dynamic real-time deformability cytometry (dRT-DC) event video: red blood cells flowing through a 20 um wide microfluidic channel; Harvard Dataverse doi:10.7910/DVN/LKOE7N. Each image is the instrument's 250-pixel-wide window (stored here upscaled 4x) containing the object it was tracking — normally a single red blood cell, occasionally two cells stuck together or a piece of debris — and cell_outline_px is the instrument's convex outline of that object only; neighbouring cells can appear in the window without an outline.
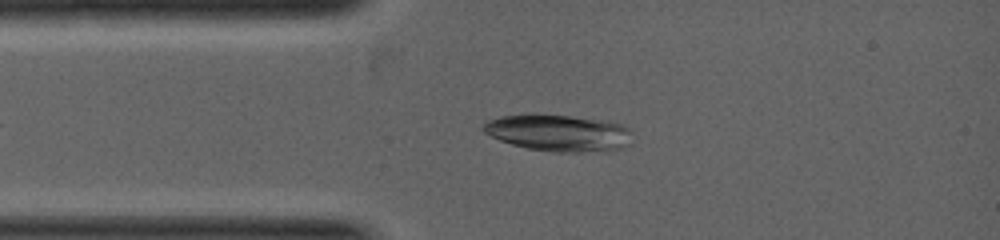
{"species": "common noctule bat (a hibernating species)", "species_latin": "Nyctalus noctula", "temperature_condition": "warm", "stored_images_in_passage": 5, "camera_frame_rate_fps": 5000, "um_per_image_px": 0.085, "animal": {"sex": "female", "body_mass_g": 19.0, "forearm_length_mm": 53.3}, "frame": {"image": 1, "passage_image": 4, "time_ms": 1.0, "image_size_px": [1000, 240], "cell_outline_px": [[632, 144], [620, 148], [576, 152], [560, 152], [528, 148], [512, 144], [500, 140], [484, 132], [480, 128], [488, 120], [500, 116], [528, 112], [572, 116], [604, 120], [624, 124], [632, 132]], "centroid_in_image_um": [47.47, 11.25], "position_along_channel_um": 37.5, "area_um2": 32.25}}